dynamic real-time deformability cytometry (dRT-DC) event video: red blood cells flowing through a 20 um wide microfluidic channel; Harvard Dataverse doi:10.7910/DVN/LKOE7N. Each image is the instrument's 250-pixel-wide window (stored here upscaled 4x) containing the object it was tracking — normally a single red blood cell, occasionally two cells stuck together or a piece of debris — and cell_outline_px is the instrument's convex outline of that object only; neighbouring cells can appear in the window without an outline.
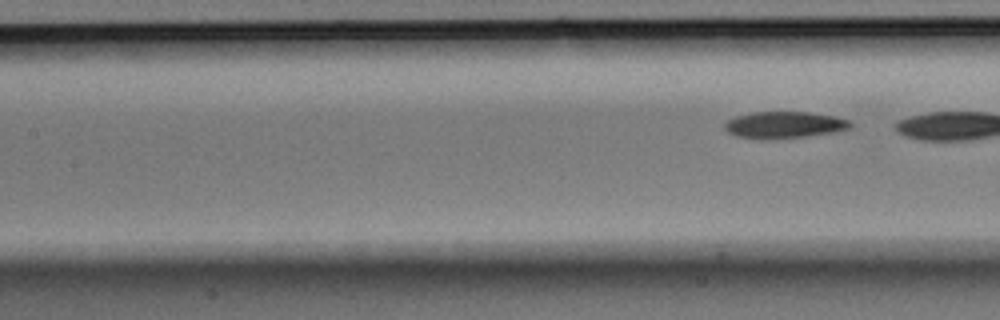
{"species": "Egyptian fruit bat (a non-hibernating species)", "species_latin": "Rousettus aegyptiacus", "temperature_condition": "room temperature", "stored_images_in_passage": 6, "segment_of_instrument_passage": [2, 2], "camera_frame_rate_fps": 3000, "um_per_image_px": 0.085, "animal": {"sex": "male"}, "frame": {"image": 1, "passage_image": 6, "time_ms": 1.667, "image_size_px": [1000, 320], "cell_outline_px": [[852, 128], [832, 132], [808, 136], [776, 140], [760, 140], [736, 136], [728, 132], [724, 128], [724, 120], [736, 116], [752, 112], [808, 112], [836, 116], [852, 120]], "centroid_in_image_um": [66.65, 10.63], "position_along_channel_um": 140.8, "area_um2": 20.11}}